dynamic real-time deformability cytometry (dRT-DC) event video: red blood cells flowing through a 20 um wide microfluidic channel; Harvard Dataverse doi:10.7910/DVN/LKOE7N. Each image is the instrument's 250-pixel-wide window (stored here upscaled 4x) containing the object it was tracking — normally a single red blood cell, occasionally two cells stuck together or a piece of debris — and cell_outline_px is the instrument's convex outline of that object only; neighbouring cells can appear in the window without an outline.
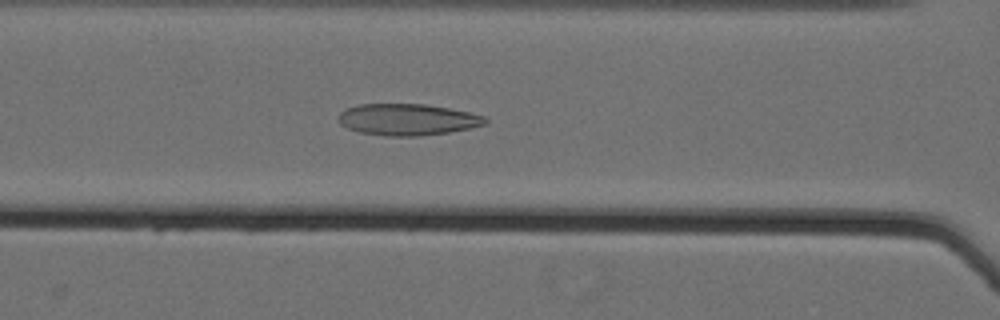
{"species": "Egyptian fruit bat (a non-hibernating species)", "species_latin": "Rousettus aegyptiacus", "temperature_condition": "cold", "stored_images_in_passage": 61, "camera_frame_rate_fps": 3000, "um_per_image_px": 0.085, "animal": {"sex": "female"}, "frame": {"image": 1, "passage_image": 31, "time_ms": 10.0, "image_size_px": [1000, 320], "cell_outline_px": [[488, 124], [448, 132], [420, 136], [384, 136], [360, 132], [348, 128], [340, 124], [340, 112], [344, 108], [360, 104], [424, 104], [472, 112], [484, 116], [488, 120]], "centroid_in_image_um": [34.65, 10.16], "position_along_channel_um": 131.9, "area_um2": 26.99}}
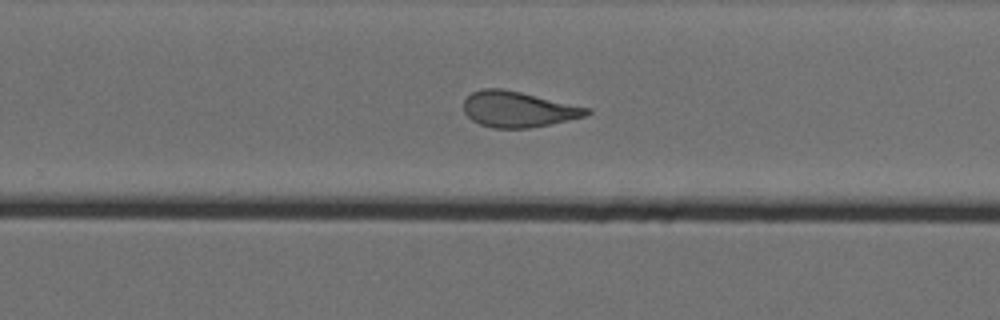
{"frame": {"image": 2, "passage_image": 44, "time_ms": 14.333, "image_size_px": [1000, 320], "cell_outline_px": [[592, 112], [588, 116], [528, 128], [492, 128], [480, 124], [472, 120], [464, 112], [464, 100], [472, 92], [480, 88], [500, 88], [520, 92], [592, 108]], "centroid_in_image_um": [44.06, 9.28], "position_along_channel_um": 285.7, "area_um2": 25.66}}
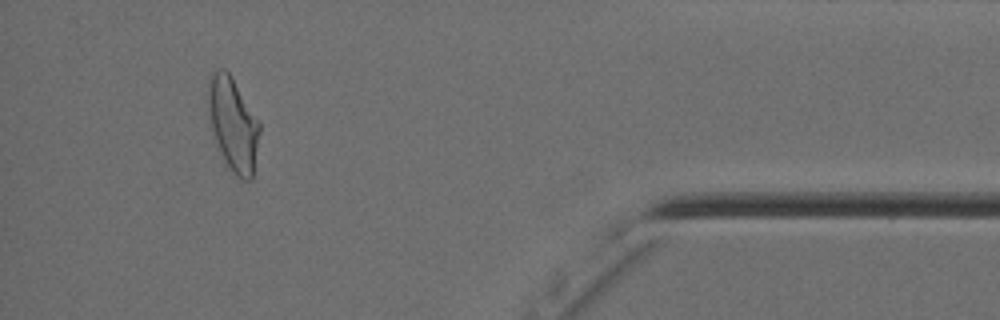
{"frame": {"image": 3, "passage_image": 58, "time_ms": 19.0, "image_size_px": [1000, 320], "cell_outline_px": [[260, 132], [252, 180], [244, 180], [236, 176], [224, 164], [212, 132], [208, 116], [208, 84], [212, 72], [216, 68], [224, 68], [228, 72], [260, 124]], "centroid_in_image_um": [19.78, 10.61], "position_along_channel_um": 415.4, "area_um2": 27.98}, "authors_computed_cell_mechanics": {"area_um2": 29.3046, "velocity_mm_per_s": 3.555, "shape_relaxation_time_tau1_ms": null, "shape_relaxation_time_tau2_ms": 2.1266, "deformation_change_tau1": null, "deformation_change_tau2": 0.1113}}